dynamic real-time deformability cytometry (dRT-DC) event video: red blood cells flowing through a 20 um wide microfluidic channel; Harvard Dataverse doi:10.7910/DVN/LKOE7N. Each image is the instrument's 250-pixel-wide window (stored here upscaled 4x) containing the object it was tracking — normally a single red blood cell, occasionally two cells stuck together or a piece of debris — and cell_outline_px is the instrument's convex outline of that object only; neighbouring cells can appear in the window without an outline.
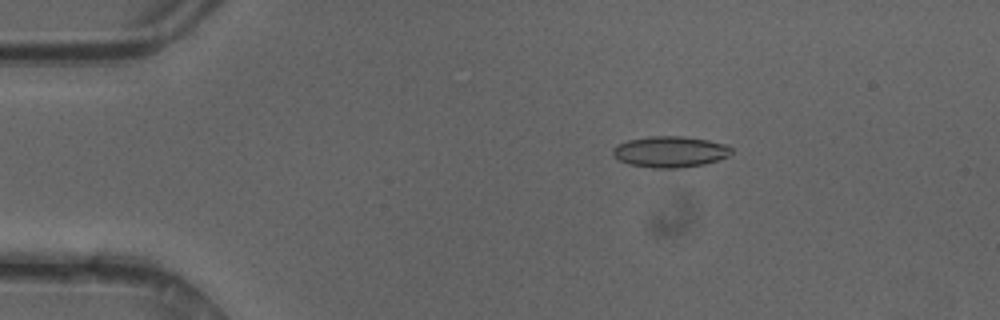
{"species": "common noctule bat (a hibernating species)", "species_latin": "Nyctalus noctula", "temperature_condition": "cold", "stored_images_in_passage": 49, "camera_frame_rate_fps": 3000, "um_per_image_px": 0.085, "animal": {"sex": "female"}, "frame": {"image": 1, "passage_image": 9, "time_ms": 2.667, "image_size_px": [1000, 320], "cell_outline_px": [[732, 152], [728, 156], [704, 164], [680, 168], [652, 168], [628, 164], [620, 160], [612, 152], [612, 148], [616, 144], [628, 140], [648, 136], [684, 136], [708, 140], [724, 144], [732, 148]], "centroid_in_image_um": [56.94, 12.89], "position_along_channel_um": 28.1, "area_um2": 21.5}}
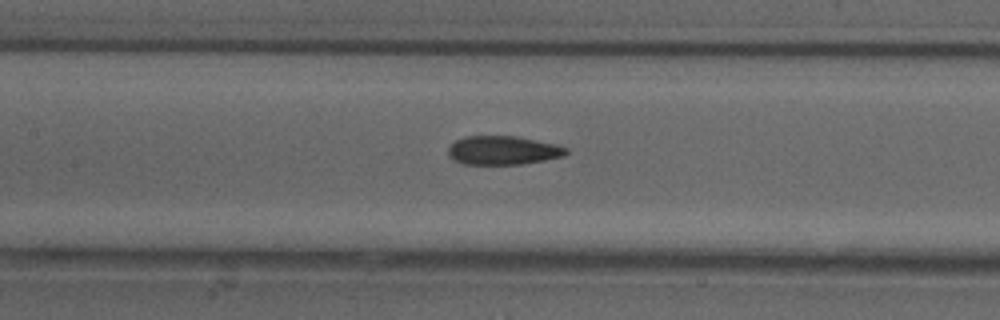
{"frame": {"image": 2, "passage_image": 23, "time_ms": 7.333, "image_size_px": [1000, 320], "cell_outline_px": [[568, 152], [564, 156], [544, 160], [520, 164], [464, 164], [452, 160], [448, 156], [448, 148], [456, 140], [464, 136], [516, 136], [556, 144], [568, 148]], "centroid_in_image_um": [42.74, 12.78], "position_along_channel_um": 164.7, "area_um2": 19.83}}
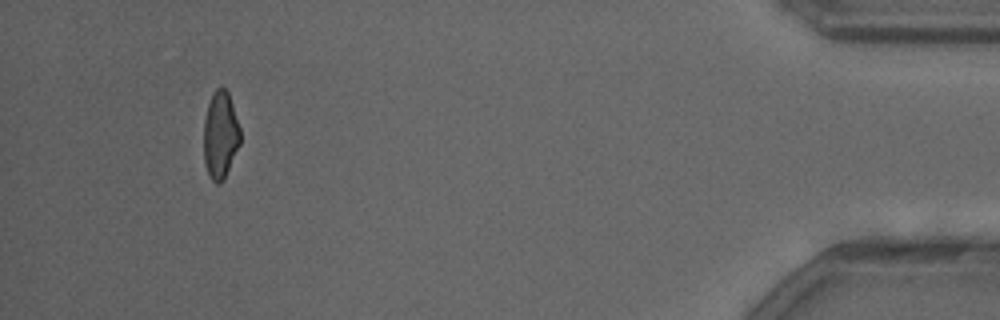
{"frame": {"image": 3, "passage_image": 46, "time_ms": 15.0, "image_size_px": [1000, 320], "cell_outline_px": [[240, 144], [224, 180], [220, 184], [216, 184], [208, 176], [204, 164], [204, 120], [208, 104], [212, 92], [220, 84], [228, 92], [240, 128]], "centroid_in_image_um": [18.72, 11.49], "position_along_channel_um": 416.5, "area_um2": 18.84}, "authors_computed_cell_mechanics": {"area_um2": 20.1144, "velocity_mm_per_s": 4.2274, "shape_relaxation_time_tau1_ms": 7.5922, "shape_relaxation_time_tau2_ms": 3.4752, "deformation_change_tau1": 0.1796, "deformation_change_tau2": 0.1095}}